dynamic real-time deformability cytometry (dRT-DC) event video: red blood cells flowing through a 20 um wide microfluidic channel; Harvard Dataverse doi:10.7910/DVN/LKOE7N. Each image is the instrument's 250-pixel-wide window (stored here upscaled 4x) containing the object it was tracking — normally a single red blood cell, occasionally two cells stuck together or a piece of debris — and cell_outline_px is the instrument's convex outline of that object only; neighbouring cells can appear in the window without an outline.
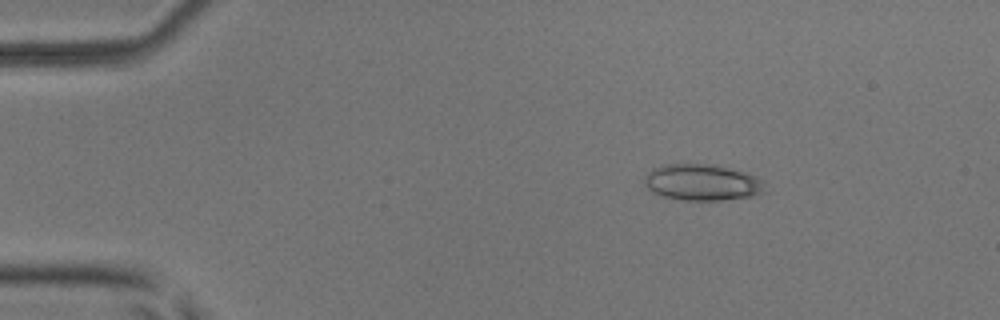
{"species": "common noctule bat (a hibernating species)", "species_latin": "Nyctalus noctula", "temperature_condition": "room temperature", "stored_images_in_passage": 43, "camera_frame_rate_fps": 3000, "um_per_image_px": 0.085, "animal": {"sex": "male", "body_mass_g": 17.9, "forearm_length_mm": 54.2}, "frame": {"image": 1, "passage_image": 9, "time_ms": 2.667, "image_size_px": [1000, 320], "cell_outline_px": [[768, 192], [752, 196], [724, 200], [680, 200], [664, 196], [652, 192], [644, 184], [644, 180], [648, 172], [652, 168], [660, 164], [712, 164], [744, 172], [756, 176], [764, 180]], "centroid_in_image_um": [59.72, 15.5], "position_along_channel_um": 25.3, "area_um2": 25.84}}
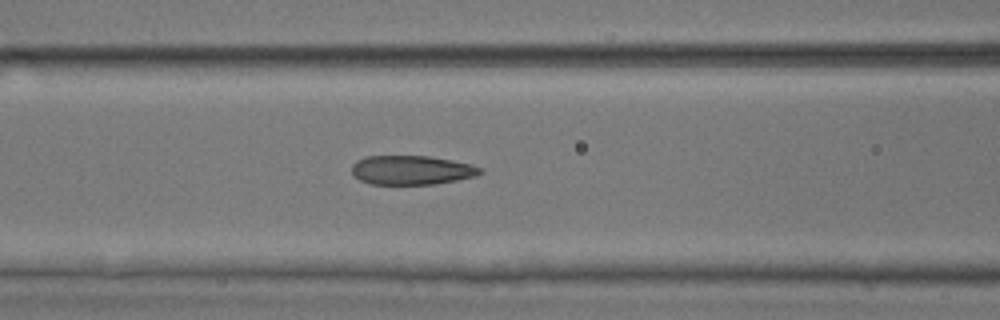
{"frame": {"image": 2, "passage_image": 23, "time_ms": 7.333, "image_size_px": [1000, 320], "cell_outline_px": [[484, 172], [476, 176], [436, 184], [372, 184], [360, 180], [352, 176], [352, 164], [356, 160], [364, 156], [428, 156], [452, 160], [484, 168]], "centroid_in_image_um": [34.97, 14.46], "position_along_channel_um": 131.6, "area_um2": 21.96}}
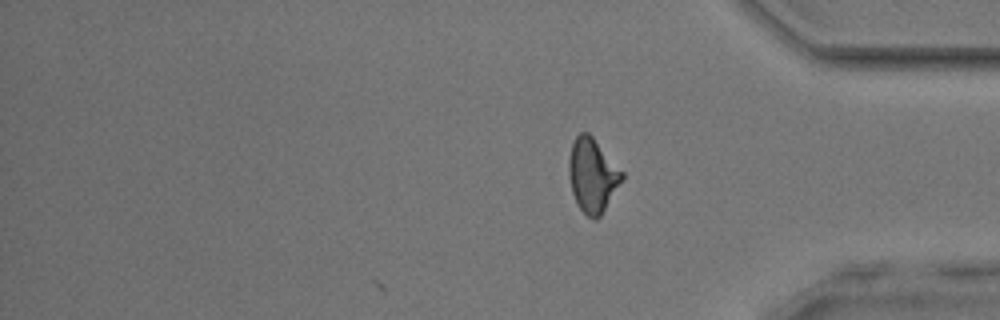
{"frame": {"image": 3, "passage_image": 43, "time_ms": 14.0, "image_size_px": [1000, 320], "cell_outline_px": [[624, 176], [600, 216], [596, 220], [592, 220], [576, 204], [572, 192], [568, 176], [568, 160], [572, 144], [576, 136], [580, 132], [588, 132], [592, 136], [624, 172]], "centroid_in_image_um": [50.33, 14.89], "position_along_channel_um": 384.9, "area_um2": 22.77}, "authors_computed_cell_mechanics": {"area_um2": 22.831, "velocity_mm_per_s": 3.9707, "shape_relaxation_time_tau1_ms": 5.1246, "shape_relaxation_time_tau2_ms": 1.6051, "deformation_change_tau1": 0.1706, "deformation_change_tau2": 0.0946}}